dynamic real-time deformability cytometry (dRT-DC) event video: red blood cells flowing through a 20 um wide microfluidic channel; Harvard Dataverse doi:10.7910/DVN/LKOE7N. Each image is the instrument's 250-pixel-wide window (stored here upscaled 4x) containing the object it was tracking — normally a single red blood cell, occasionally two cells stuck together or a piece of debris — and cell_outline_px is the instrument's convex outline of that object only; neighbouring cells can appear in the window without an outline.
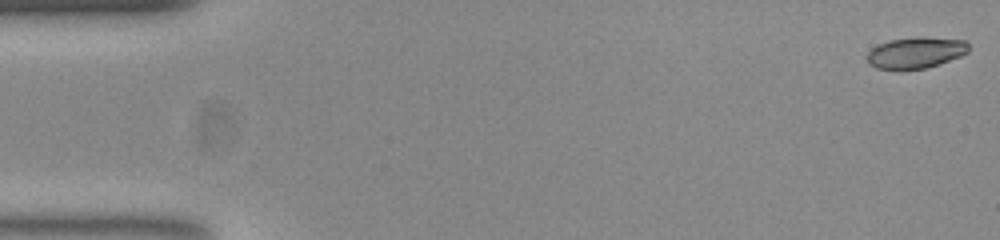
{"species": "common noctule bat (a hibernating species)", "species_latin": "Nyctalus noctula", "temperature_condition": "room temperature", "stored_images_in_passage": 53, "camera_frame_rate_fps": 3000, "um_per_image_px": 0.085, "animal": {"sex": "female", "body_mass_g": 23.0, "forearm_length_mm": 53.4}, "frame": {"image": 1, "passage_image": 1, "time_ms": 0.0, "image_size_px": [1000, 240], "cell_outline_px": [[968, 52], [960, 56], [924, 68], [900, 72], [876, 68], [868, 64], [864, 56], [876, 44], [888, 40], [916, 36], [924, 36], [964, 40], [968, 44]], "centroid_in_image_um": [77.73, 4.49], "position_along_channel_um": 7.3, "area_um2": 19.13}}
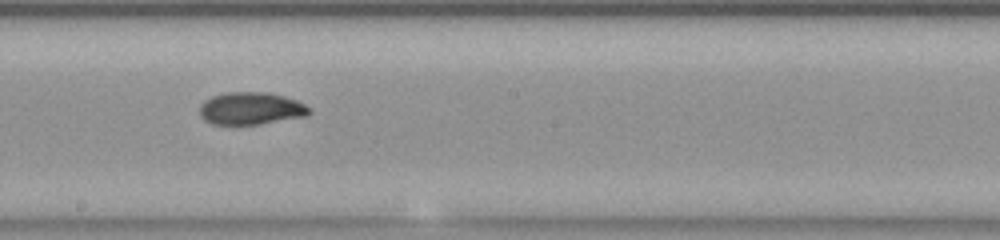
{"frame": {"image": 2, "passage_image": 29, "time_ms": 9.333, "image_size_px": [1000, 240], "cell_outline_px": [[312, 112], [308, 116], [260, 124], [212, 124], [204, 120], [200, 116], [200, 104], [204, 100], [212, 96], [224, 92], [268, 92], [284, 96], [296, 100], [312, 108]], "centroid_in_image_um": [21.35, 9.21], "position_along_channel_um": 226.9, "area_um2": 20.98}}
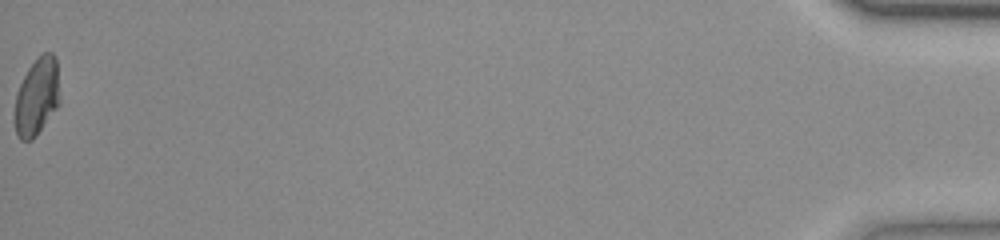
{"frame": {"image": 3, "passage_image": 53, "time_ms": 17.333, "image_size_px": [1000, 240], "cell_outline_px": [[60, 104], [36, 136], [32, 140], [20, 140], [16, 132], [12, 116], [16, 92], [28, 68], [44, 52], [52, 52], [56, 60], [60, 100]], "centroid_in_image_um": [3.11, 8.27], "position_along_channel_um": 432.1, "area_um2": 20.63}, "authors_computed_cell_mechanics": {"area_um2": 20.6346, "velocity_mm_per_s": 3.8861, "shape_relaxation_time_tau1_ms": 6.3293, "shape_relaxation_time_tau2_ms": 2.0248, "deformation_change_tau1": 0.1794, "deformation_change_tau2": 0.0547}}